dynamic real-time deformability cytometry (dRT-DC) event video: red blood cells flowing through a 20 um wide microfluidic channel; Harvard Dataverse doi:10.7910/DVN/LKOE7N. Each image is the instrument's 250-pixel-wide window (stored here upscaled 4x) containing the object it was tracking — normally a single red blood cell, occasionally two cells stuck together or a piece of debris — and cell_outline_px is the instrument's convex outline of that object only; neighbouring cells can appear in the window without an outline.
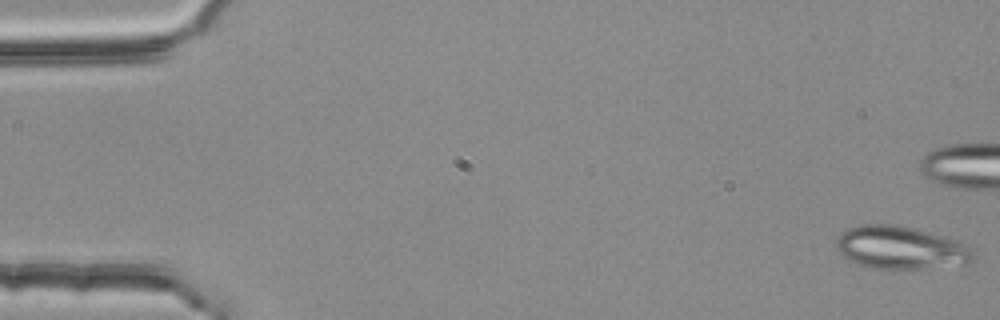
{"species": "common noctule bat (a hibernating species)", "species_latin": "Nyctalus noctula", "temperature_condition": "room temperature", "stored_images_in_passage": 54, "camera_frame_rate_fps": 3000, "um_per_image_px": 0.085, "animal": {"sex": "female", "body_mass_g": 25.1}, "frame": {"image": 1, "passage_image": 1, "time_ms": 0.0, "image_size_px": [1000, 320], "cell_outline_px": [[976, 260], [972, 264], [920, 268], [876, 268], [860, 264], [848, 260], [836, 248], [836, 236], [840, 232], [848, 228], [860, 224], [892, 224], [928, 232], [956, 240], [964, 244], [976, 256]], "centroid_in_image_um": [76.55, 21.05], "position_along_channel_um": 8.5, "area_um2": 34.04}}
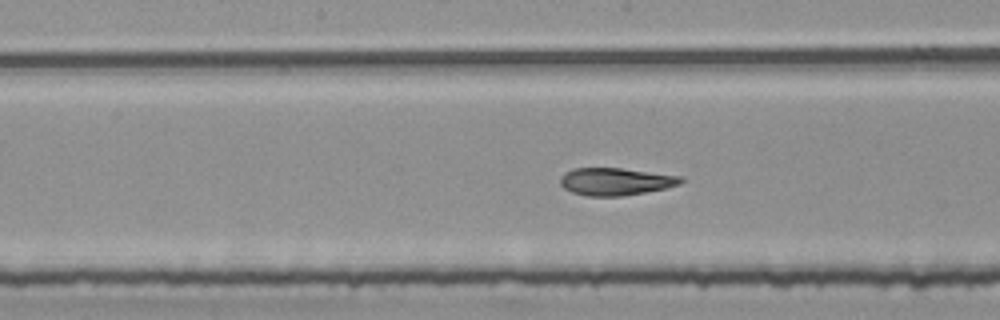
{"frame": {"image": 2, "passage_image": 28, "time_ms": 9.0, "image_size_px": [1000, 320], "cell_outline_px": [[684, 180], [680, 184], [664, 188], [644, 192], [620, 196], [588, 196], [572, 192], [564, 188], [560, 184], [560, 176], [564, 172], [572, 168], [620, 168], [684, 176]], "centroid_in_image_um": [52.31, 15.42], "position_along_channel_um": 195.9, "area_um2": 19.31}}
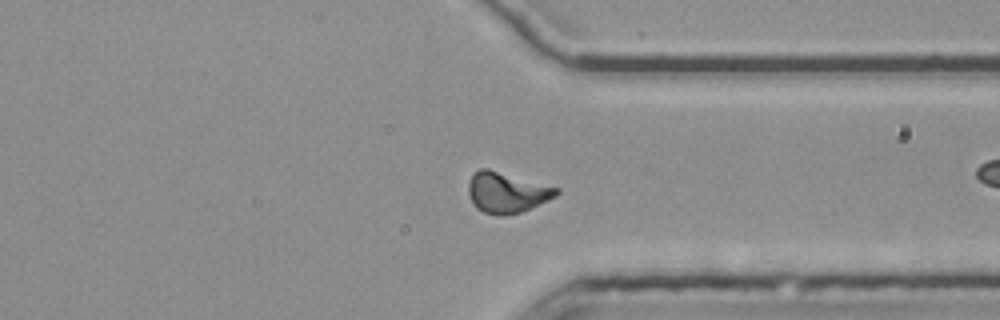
{"frame": {"image": 3, "passage_image": 42, "time_ms": 13.667, "image_size_px": [1000, 320], "cell_outline_px": [[560, 192], [556, 196], [532, 208], [520, 212], [500, 216], [496, 216], [484, 212], [476, 208], [468, 192], [468, 184], [472, 176], [480, 168], [488, 168], [560, 188]], "centroid_in_image_um": [43.1, 16.36], "position_along_channel_um": 368.3, "area_um2": 20.81}, "authors_computed_cell_mechanics": {"area_um2": 20.1722, "velocity_mm_per_s": 3.7245, "shape_relaxation_time_tau1_ms": 8.228, "shape_relaxation_time_tau2_ms": 1.9419, "deformation_change_tau1": 0.2467, "deformation_change_tau2": 0.0949}}